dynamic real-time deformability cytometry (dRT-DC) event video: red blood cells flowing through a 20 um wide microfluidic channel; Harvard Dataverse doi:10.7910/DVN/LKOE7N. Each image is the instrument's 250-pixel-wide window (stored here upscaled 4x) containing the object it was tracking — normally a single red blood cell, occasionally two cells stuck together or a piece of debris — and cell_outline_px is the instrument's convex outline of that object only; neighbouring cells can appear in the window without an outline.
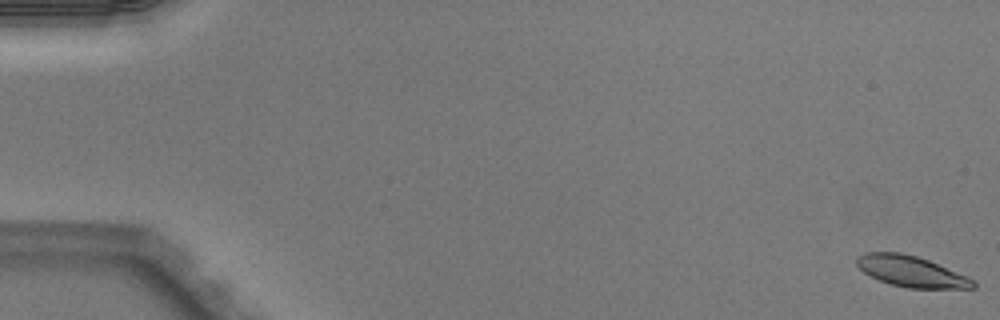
{"species": "Egyptian fruit bat (a non-hibernating species)", "species_latin": "Rousettus aegyptiacus", "temperature_condition": "warm", "stored_images_in_passage": 52, "camera_frame_rate_fps": 3000, "um_per_image_px": 0.085, "animal": {"sex": "male"}, "frame": {"image": 1, "passage_image": 1, "time_ms": 0.0, "image_size_px": [1000, 320], "cell_outline_px": [[976, 288], [908, 288], [892, 284], [880, 280], [864, 272], [856, 264], [856, 256], [864, 252], [900, 252], [916, 256], [928, 260], [968, 276], [976, 284]], "centroid_in_image_um": [77.44, 23.06], "position_along_channel_um": 7.6, "area_um2": 20.81}}
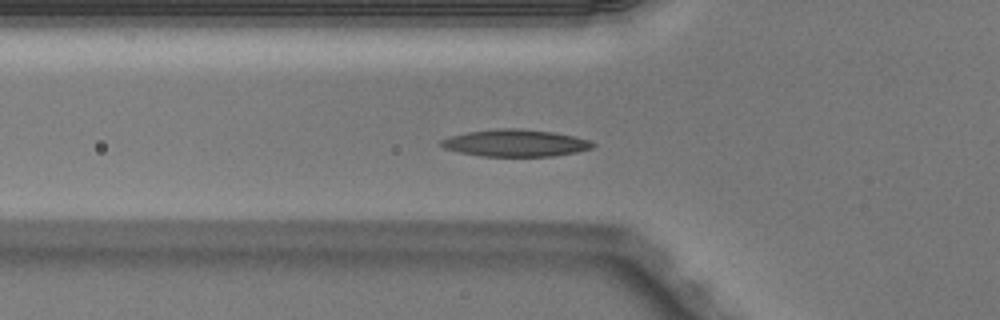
{"frame": {"image": 2, "passage_image": 19, "time_ms": 6.0, "image_size_px": [1000, 320], "cell_outline_px": [[596, 144], [592, 148], [576, 152], [552, 156], [480, 156], [460, 152], [444, 148], [440, 144], [440, 140], [452, 136], [468, 132], [496, 128], [520, 128], [556, 132], [588, 140]], "centroid_in_image_um": [43.81, 12.15], "position_along_channel_um": 82.0, "area_um2": 23.81}}
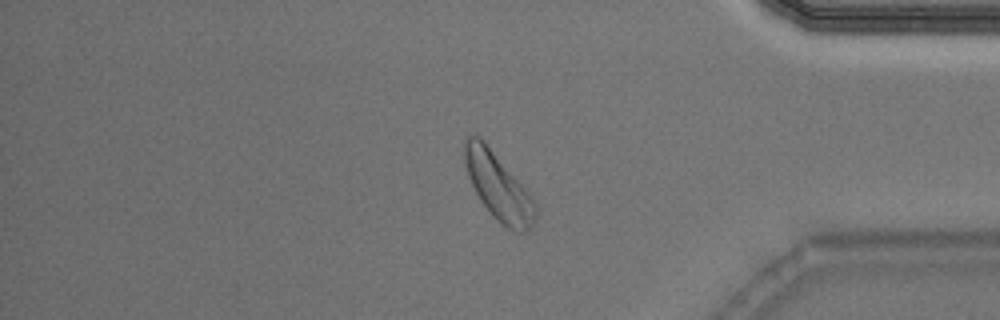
{"frame": {"image": 3, "passage_image": 44, "time_ms": 14.333, "image_size_px": [1000, 320], "cell_outline_px": [[536, 216], [528, 232], [516, 232], [508, 228], [492, 216], [480, 200], [468, 176], [464, 164], [464, 140], [468, 136], [480, 136], [484, 140], [524, 188], [536, 204]], "centroid_in_image_um": [42.33, 15.86], "position_along_channel_um": 392.9, "area_um2": 27.11}, "authors_computed_cell_mechanics": {"area_um2": 22.2819, "velocity_mm_per_s": 3.982, "shape_relaxation_time_tau1_ms": 3.2968, "shape_relaxation_time_tau2_ms": null, "deformation_change_tau1": 0.1046, "deformation_change_tau2": null}}